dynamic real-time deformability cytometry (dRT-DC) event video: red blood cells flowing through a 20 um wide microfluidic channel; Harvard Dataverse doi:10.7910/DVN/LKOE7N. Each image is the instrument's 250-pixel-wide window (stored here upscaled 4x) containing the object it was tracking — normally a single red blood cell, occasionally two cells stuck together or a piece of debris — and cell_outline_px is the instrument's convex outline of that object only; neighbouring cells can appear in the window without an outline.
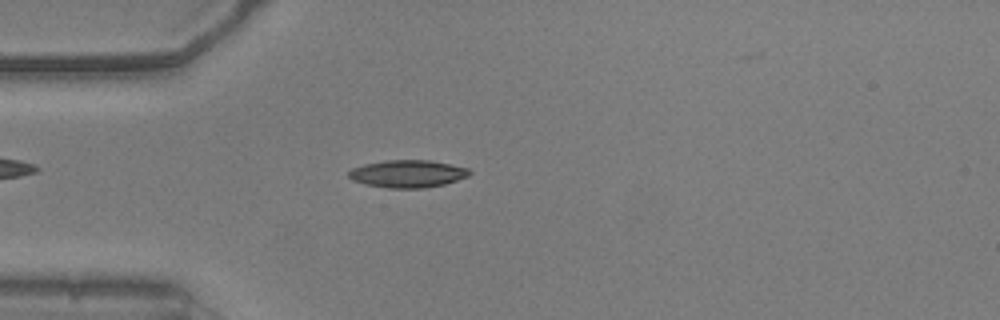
{"species": "common noctule bat (a hibernating species)", "species_latin": "Nyctalus noctula", "temperature_condition": "warm", "stored_images_in_passage": 49, "camera_frame_rate_fps": 3000, "um_per_image_px": 0.085, "animal": {"sex": "male", "body_mass_g": 20.5, "forearm_length_mm": 52.5}, "frame": {"image": 1, "passage_image": 11, "time_ms": 3.333, "image_size_px": [1000, 320], "cell_outline_px": [[472, 172], [468, 176], [444, 184], [424, 188], [388, 188], [364, 184], [352, 180], [348, 176], [348, 172], [352, 168], [364, 164], [384, 160], [432, 160], [468, 168]], "centroid_in_image_um": [34.63, 14.76], "position_along_channel_um": 50.4, "area_um2": 19.42}}
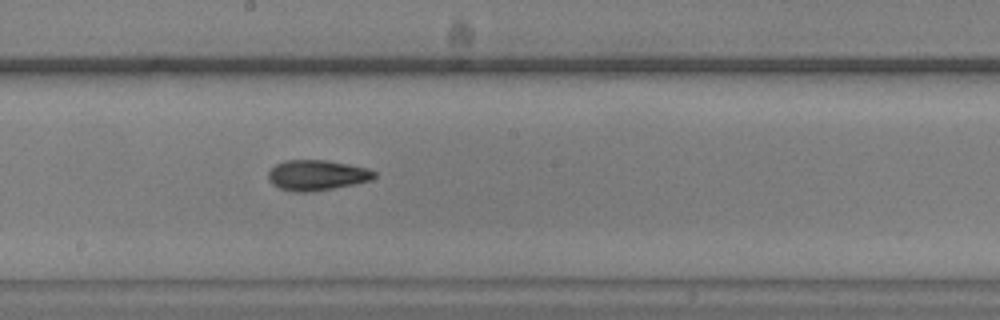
{"frame": {"image": 2, "passage_image": 25, "time_ms": 8.0, "image_size_px": [1000, 320], "cell_outline_px": [[376, 176], [372, 180], [356, 184], [312, 192], [292, 192], [280, 188], [272, 184], [268, 180], [268, 172], [276, 164], [284, 160], [328, 160], [368, 168], [376, 172]], "centroid_in_image_um": [26.94, 14.89], "position_along_channel_um": 221.3, "area_um2": 19.02}}
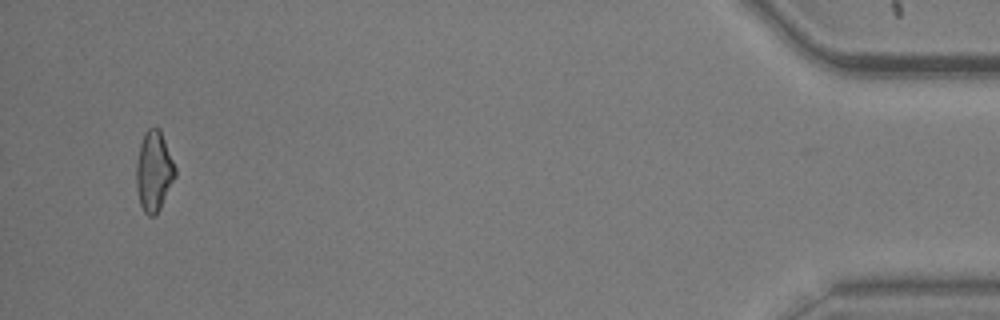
{"frame": {"image": 3, "passage_image": 47, "time_ms": 15.333, "image_size_px": [1000, 320], "cell_outline_px": [[176, 176], [156, 216], [148, 216], [144, 212], [140, 204], [136, 188], [136, 168], [140, 144], [144, 132], [148, 128], [160, 128], [176, 168]], "centroid_in_image_um": [13.08, 14.57], "position_along_channel_um": 422.1, "area_um2": 18.21}, "authors_computed_cell_mechanics": {"area_um2": 17.9758, "velocity_mm_per_s": 3.8547, "shape_relaxation_time_tau1_ms": 4.101, "shape_relaxation_time_tau2_ms": 2.9464, "deformation_change_tau1": 0.1624, "deformation_change_tau2": 0.0894}}